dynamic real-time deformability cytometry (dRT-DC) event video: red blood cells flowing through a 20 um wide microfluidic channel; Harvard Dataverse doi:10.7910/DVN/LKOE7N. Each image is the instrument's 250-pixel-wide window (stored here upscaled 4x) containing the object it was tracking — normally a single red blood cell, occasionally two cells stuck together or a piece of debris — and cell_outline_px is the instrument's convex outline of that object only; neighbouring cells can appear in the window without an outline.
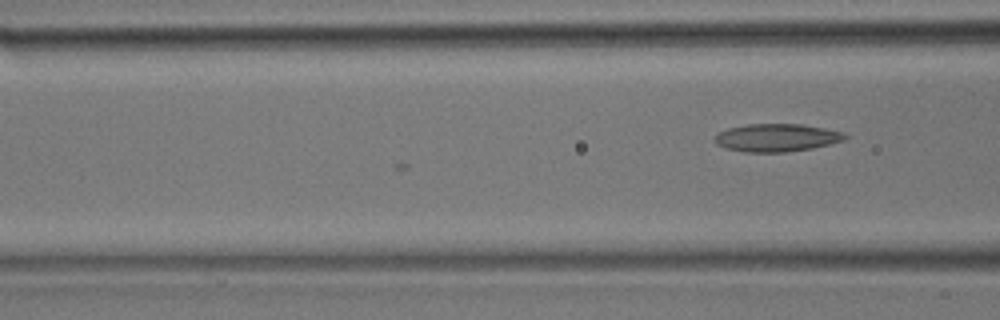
{"species": "common noctule bat (a hibernating species)", "species_latin": "Nyctalus noctula", "temperature_condition": "room temperature", "stored_images_in_passage": 4, "camera_frame_rate_fps": 3000, "um_per_image_px": 0.085, "animal": {"sex": "male", "body_mass_g": 17.9}, "frame": {"image": 1, "passage_image": 4, "time_ms": 1.0, "image_size_px": [1000, 320], "cell_outline_px": [[848, 136], [844, 140], [812, 148], [784, 152], [744, 152], [724, 148], [716, 144], [712, 140], [720, 132], [728, 128], [748, 124], [800, 124], [824, 128], [844, 132]], "centroid_in_image_um": [65.99, 11.7], "position_along_channel_um": 100.6, "area_um2": 21.1}}